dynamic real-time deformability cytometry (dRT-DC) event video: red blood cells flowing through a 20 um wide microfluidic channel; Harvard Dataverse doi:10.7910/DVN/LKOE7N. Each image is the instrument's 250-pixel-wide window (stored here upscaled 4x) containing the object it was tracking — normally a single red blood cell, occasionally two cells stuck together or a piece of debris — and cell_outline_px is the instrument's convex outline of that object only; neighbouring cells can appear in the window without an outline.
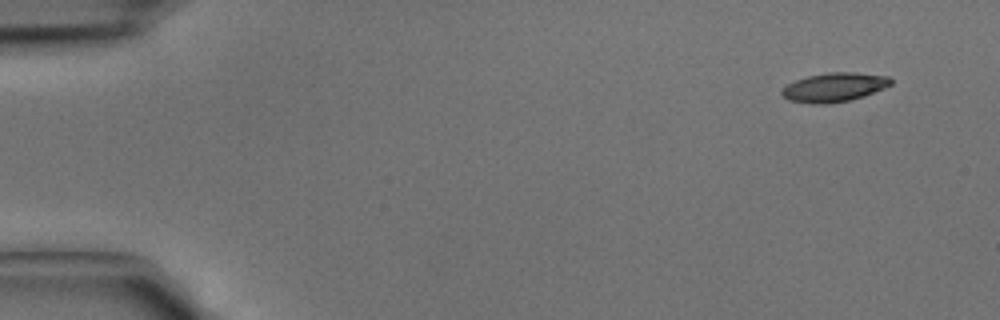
{"species": "common noctule bat (a hibernating species)", "species_latin": "Nyctalus noctula", "temperature_condition": "cold", "stored_images_in_passage": 41, "camera_frame_rate_fps": 3000, "um_per_image_px": 0.085, "animal": {"sex": "male", "body_mass_g": 15.6}, "frame": {"image": 1, "passage_image": 1, "time_ms": 0.0, "image_size_px": [1000, 320], "cell_outline_px": [[892, 84], [884, 88], [864, 96], [848, 100], [828, 104], [812, 104], [788, 100], [780, 92], [788, 84], [796, 80], [808, 76], [828, 72], [852, 72], [888, 76], [892, 80]], "centroid_in_image_um": [70.91, 7.42], "position_along_channel_um": 14.1, "area_um2": 18.32}}
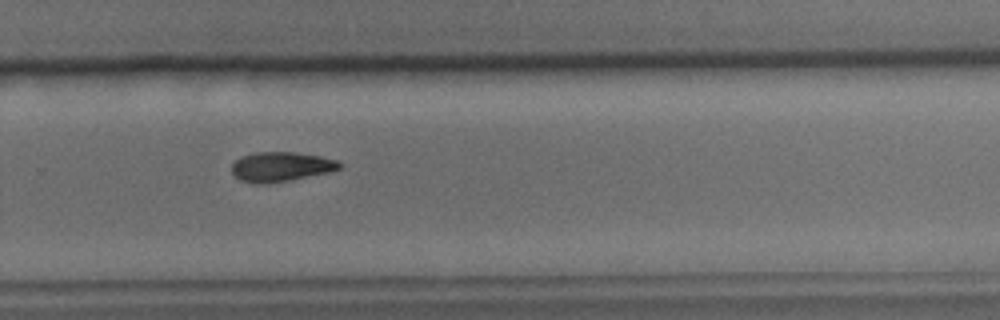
{"frame": {"image": 2, "passage_image": 27, "time_ms": 8.667, "image_size_px": [1000, 320], "cell_outline_px": [[344, 164], [340, 168], [328, 172], [268, 184], [256, 184], [240, 180], [232, 172], [232, 164], [240, 156], [256, 152], [296, 152], [320, 156], [336, 160]], "centroid_in_image_um": [23.86, 14.16], "position_along_channel_um": 305.9, "area_um2": 18.55}}
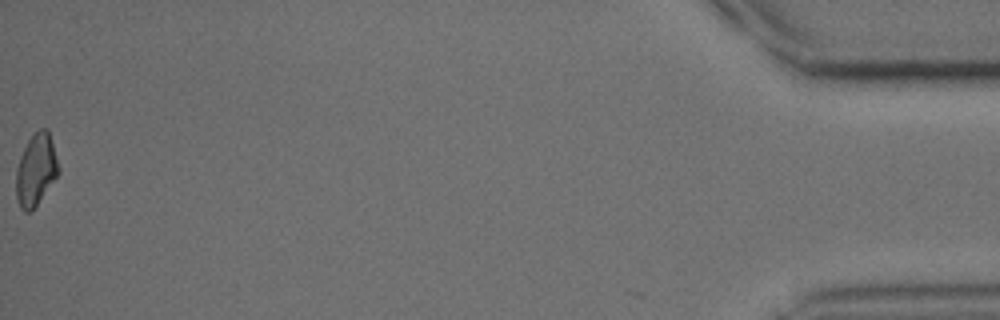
{"frame": {"image": 3, "passage_image": 41, "time_ms": 13.333, "image_size_px": [1000, 320], "cell_outline_px": [[60, 172], [36, 204], [28, 212], [24, 212], [20, 208], [16, 200], [16, 168], [20, 156], [28, 140], [40, 128], [48, 128], [60, 168]], "centroid_in_image_um": [3.05, 14.41], "position_along_channel_um": 432.2, "area_um2": 17.63}}